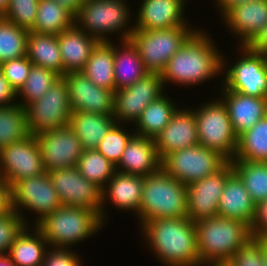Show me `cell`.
Segmentation results:
<instances>
[{"mask_svg": "<svg viewBox=\"0 0 267 266\" xmlns=\"http://www.w3.org/2000/svg\"><path fill=\"white\" fill-rule=\"evenodd\" d=\"M213 40L210 33L201 27L185 42L161 74L166 90L168 83L180 88H195L213 78L222 79L223 52Z\"/></svg>", "mask_w": 267, "mask_h": 266, "instance_id": "6da1fadb", "label": "cell"}, {"mask_svg": "<svg viewBox=\"0 0 267 266\" xmlns=\"http://www.w3.org/2000/svg\"><path fill=\"white\" fill-rule=\"evenodd\" d=\"M139 230L146 248L162 266H200L196 226L188 217L152 219Z\"/></svg>", "mask_w": 267, "mask_h": 266, "instance_id": "7a4b0ae2", "label": "cell"}, {"mask_svg": "<svg viewBox=\"0 0 267 266\" xmlns=\"http://www.w3.org/2000/svg\"><path fill=\"white\" fill-rule=\"evenodd\" d=\"M200 266H223L252 238L251 227L220 216L194 222Z\"/></svg>", "mask_w": 267, "mask_h": 266, "instance_id": "3957f363", "label": "cell"}, {"mask_svg": "<svg viewBox=\"0 0 267 266\" xmlns=\"http://www.w3.org/2000/svg\"><path fill=\"white\" fill-rule=\"evenodd\" d=\"M105 226L96 212L75 206H60L34 225L51 248L62 249L76 247Z\"/></svg>", "mask_w": 267, "mask_h": 266, "instance_id": "277c9868", "label": "cell"}, {"mask_svg": "<svg viewBox=\"0 0 267 266\" xmlns=\"http://www.w3.org/2000/svg\"><path fill=\"white\" fill-rule=\"evenodd\" d=\"M136 220L139 228L152 219L187 217V187L162 167L144 178Z\"/></svg>", "mask_w": 267, "mask_h": 266, "instance_id": "5b68a950", "label": "cell"}, {"mask_svg": "<svg viewBox=\"0 0 267 266\" xmlns=\"http://www.w3.org/2000/svg\"><path fill=\"white\" fill-rule=\"evenodd\" d=\"M130 7L127 0H92L80 6L75 24L98 42L115 41L109 38L113 34L119 35L117 40H130L135 18Z\"/></svg>", "mask_w": 267, "mask_h": 266, "instance_id": "8992f818", "label": "cell"}, {"mask_svg": "<svg viewBox=\"0 0 267 266\" xmlns=\"http://www.w3.org/2000/svg\"><path fill=\"white\" fill-rule=\"evenodd\" d=\"M198 28L190 25L157 30L134 29L130 40L137 47L146 71L161 75L170 58Z\"/></svg>", "mask_w": 267, "mask_h": 266, "instance_id": "52a82bcc", "label": "cell"}, {"mask_svg": "<svg viewBox=\"0 0 267 266\" xmlns=\"http://www.w3.org/2000/svg\"><path fill=\"white\" fill-rule=\"evenodd\" d=\"M199 145L218 152L228 162L235 157L238 136L234 133L223 101L213 98L195 108Z\"/></svg>", "mask_w": 267, "mask_h": 266, "instance_id": "ba28073f", "label": "cell"}, {"mask_svg": "<svg viewBox=\"0 0 267 266\" xmlns=\"http://www.w3.org/2000/svg\"><path fill=\"white\" fill-rule=\"evenodd\" d=\"M236 47L239 54L234 63L227 62L223 55L222 84L246 96L267 97L266 54L252 51L247 45Z\"/></svg>", "mask_w": 267, "mask_h": 266, "instance_id": "9c48e42d", "label": "cell"}, {"mask_svg": "<svg viewBox=\"0 0 267 266\" xmlns=\"http://www.w3.org/2000/svg\"><path fill=\"white\" fill-rule=\"evenodd\" d=\"M10 195L11 209L15 210L28 226L32 224L34 226L45 215L54 212L62 206L48 172H44L36 177L16 181L10 187ZM25 210L27 212L30 211V215H34L36 220L30 222L29 218H27L28 216L25 215Z\"/></svg>", "mask_w": 267, "mask_h": 266, "instance_id": "30bf717a", "label": "cell"}, {"mask_svg": "<svg viewBox=\"0 0 267 266\" xmlns=\"http://www.w3.org/2000/svg\"><path fill=\"white\" fill-rule=\"evenodd\" d=\"M30 134L68 126L71 115L68 86L59 78L42 97L25 107Z\"/></svg>", "mask_w": 267, "mask_h": 266, "instance_id": "8fae6325", "label": "cell"}, {"mask_svg": "<svg viewBox=\"0 0 267 266\" xmlns=\"http://www.w3.org/2000/svg\"><path fill=\"white\" fill-rule=\"evenodd\" d=\"M227 162L218 152L198 144L166 155L161 160V167L187 185L214 174Z\"/></svg>", "mask_w": 267, "mask_h": 266, "instance_id": "7c38bea8", "label": "cell"}, {"mask_svg": "<svg viewBox=\"0 0 267 266\" xmlns=\"http://www.w3.org/2000/svg\"><path fill=\"white\" fill-rule=\"evenodd\" d=\"M165 92L161 75L151 73L133 85L115 91L113 116L116 123L131 127L143 110Z\"/></svg>", "mask_w": 267, "mask_h": 266, "instance_id": "4fadbf2b", "label": "cell"}, {"mask_svg": "<svg viewBox=\"0 0 267 266\" xmlns=\"http://www.w3.org/2000/svg\"><path fill=\"white\" fill-rule=\"evenodd\" d=\"M45 172L39 143L30 134L19 142L0 149V177L10 187L18 180L39 176Z\"/></svg>", "mask_w": 267, "mask_h": 266, "instance_id": "5bb4252c", "label": "cell"}, {"mask_svg": "<svg viewBox=\"0 0 267 266\" xmlns=\"http://www.w3.org/2000/svg\"><path fill=\"white\" fill-rule=\"evenodd\" d=\"M62 206L91 209L101 218L102 188L83 177L77 167L48 172Z\"/></svg>", "mask_w": 267, "mask_h": 266, "instance_id": "9a60e30c", "label": "cell"}, {"mask_svg": "<svg viewBox=\"0 0 267 266\" xmlns=\"http://www.w3.org/2000/svg\"><path fill=\"white\" fill-rule=\"evenodd\" d=\"M231 162L203 179L187 184V217L193 222L218 216V204L227 178L233 173Z\"/></svg>", "mask_w": 267, "mask_h": 266, "instance_id": "2e32d148", "label": "cell"}, {"mask_svg": "<svg viewBox=\"0 0 267 266\" xmlns=\"http://www.w3.org/2000/svg\"><path fill=\"white\" fill-rule=\"evenodd\" d=\"M45 172L75 167L82 154V145L68 126L44 131L35 135Z\"/></svg>", "mask_w": 267, "mask_h": 266, "instance_id": "e0dca14e", "label": "cell"}, {"mask_svg": "<svg viewBox=\"0 0 267 266\" xmlns=\"http://www.w3.org/2000/svg\"><path fill=\"white\" fill-rule=\"evenodd\" d=\"M62 77L68 86L72 111L113 114L115 91L95 85L82 72H69Z\"/></svg>", "mask_w": 267, "mask_h": 266, "instance_id": "ac0fdd59", "label": "cell"}, {"mask_svg": "<svg viewBox=\"0 0 267 266\" xmlns=\"http://www.w3.org/2000/svg\"><path fill=\"white\" fill-rule=\"evenodd\" d=\"M144 176L125 174L116 171L102 189L101 221L106 225L109 203L121 212H130L135 216L143 196ZM107 220V221H106Z\"/></svg>", "mask_w": 267, "mask_h": 266, "instance_id": "d6986e66", "label": "cell"}, {"mask_svg": "<svg viewBox=\"0 0 267 266\" xmlns=\"http://www.w3.org/2000/svg\"><path fill=\"white\" fill-rule=\"evenodd\" d=\"M179 108L169 124L154 139L160 160L174 151L199 144L195 108Z\"/></svg>", "mask_w": 267, "mask_h": 266, "instance_id": "ffe728a7", "label": "cell"}, {"mask_svg": "<svg viewBox=\"0 0 267 266\" xmlns=\"http://www.w3.org/2000/svg\"><path fill=\"white\" fill-rule=\"evenodd\" d=\"M221 20L239 42L248 45L267 24V0H254L229 8Z\"/></svg>", "mask_w": 267, "mask_h": 266, "instance_id": "44dd1931", "label": "cell"}, {"mask_svg": "<svg viewBox=\"0 0 267 266\" xmlns=\"http://www.w3.org/2000/svg\"><path fill=\"white\" fill-rule=\"evenodd\" d=\"M218 82L220 96L217 97H220L227 107L232 128L237 136L252 128L267 115V97L246 96L227 89L222 80Z\"/></svg>", "mask_w": 267, "mask_h": 266, "instance_id": "7402d4cb", "label": "cell"}, {"mask_svg": "<svg viewBox=\"0 0 267 266\" xmlns=\"http://www.w3.org/2000/svg\"><path fill=\"white\" fill-rule=\"evenodd\" d=\"M134 29L157 30L189 26L186 8L178 0H141Z\"/></svg>", "mask_w": 267, "mask_h": 266, "instance_id": "603a6c76", "label": "cell"}, {"mask_svg": "<svg viewBox=\"0 0 267 266\" xmlns=\"http://www.w3.org/2000/svg\"><path fill=\"white\" fill-rule=\"evenodd\" d=\"M161 167L154 139L134 134L128 141L116 166V171L148 176Z\"/></svg>", "mask_w": 267, "mask_h": 266, "instance_id": "cb8c5ba5", "label": "cell"}, {"mask_svg": "<svg viewBox=\"0 0 267 266\" xmlns=\"http://www.w3.org/2000/svg\"><path fill=\"white\" fill-rule=\"evenodd\" d=\"M57 39L62 57L63 75L69 72H81L92 50L99 43L76 24L59 33Z\"/></svg>", "mask_w": 267, "mask_h": 266, "instance_id": "d4e9b609", "label": "cell"}, {"mask_svg": "<svg viewBox=\"0 0 267 266\" xmlns=\"http://www.w3.org/2000/svg\"><path fill=\"white\" fill-rule=\"evenodd\" d=\"M256 205L243 181L233 172L226 180L218 204V216L247 223L250 227L254 221Z\"/></svg>", "mask_w": 267, "mask_h": 266, "instance_id": "484cf974", "label": "cell"}, {"mask_svg": "<svg viewBox=\"0 0 267 266\" xmlns=\"http://www.w3.org/2000/svg\"><path fill=\"white\" fill-rule=\"evenodd\" d=\"M114 47V79L116 91L133 85L148 72L144 67L137 47L131 40L109 42Z\"/></svg>", "mask_w": 267, "mask_h": 266, "instance_id": "4316f807", "label": "cell"}, {"mask_svg": "<svg viewBox=\"0 0 267 266\" xmlns=\"http://www.w3.org/2000/svg\"><path fill=\"white\" fill-rule=\"evenodd\" d=\"M115 123L113 114L72 111L68 125L79 138L83 150H96Z\"/></svg>", "mask_w": 267, "mask_h": 266, "instance_id": "83f0119b", "label": "cell"}, {"mask_svg": "<svg viewBox=\"0 0 267 266\" xmlns=\"http://www.w3.org/2000/svg\"><path fill=\"white\" fill-rule=\"evenodd\" d=\"M49 248L42 234L34 226H27L15 238L7 255L16 266H42Z\"/></svg>", "mask_w": 267, "mask_h": 266, "instance_id": "f1b7e54d", "label": "cell"}, {"mask_svg": "<svg viewBox=\"0 0 267 266\" xmlns=\"http://www.w3.org/2000/svg\"><path fill=\"white\" fill-rule=\"evenodd\" d=\"M179 106L173 100V97L171 98L164 93L143 110L139 119L133 125L135 134L155 139L169 124V121Z\"/></svg>", "mask_w": 267, "mask_h": 266, "instance_id": "f546056e", "label": "cell"}, {"mask_svg": "<svg viewBox=\"0 0 267 266\" xmlns=\"http://www.w3.org/2000/svg\"><path fill=\"white\" fill-rule=\"evenodd\" d=\"M26 56L34 65L50 69L61 77L63 76V63L57 35L29 31Z\"/></svg>", "mask_w": 267, "mask_h": 266, "instance_id": "4dcf8cb0", "label": "cell"}, {"mask_svg": "<svg viewBox=\"0 0 267 266\" xmlns=\"http://www.w3.org/2000/svg\"><path fill=\"white\" fill-rule=\"evenodd\" d=\"M81 72L95 85L116 91L114 47L109 42H99L92 50L90 58Z\"/></svg>", "mask_w": 267, "mask_h": 266, "instance_id": "1f68e13d", "label": "cell"}, {"mask_svg": "<svg viewBox=\"0 0 267 266\" xmlns=\"http://www.w3.org/2000/svg\"><path fill=\"white\" fill-rule=\"evenodd\" d=\"M75 24V16L54 0H39L32 32L58 35Z\"/></svg>", "mask_w": 267, "mask_h": 266, "instance_id": "d6a6232c", "label": "cell"}, {"mask_svg": "<svg viewBox=\"0 0 267 266\" xmlns=\"http://www.w3.org/2000/svg\"><path fill=\"white\" fill-rule=\"evenodd\" d=\"M233 160L267 162V115L238 136Z\"/></svg>", "mask_w": 267, "mask_h": 266, "instance_id": "836d02e7", "label": "cell"}, {"mask_svg": "<svg viewBox=\"0 0 267 266\" xmlns=\"http://www.w3.org/2000/svg\"><path fill=\"white\" fill-rule=\"evenodd\" d=\"M231 165L256 206L267 200V162L232 160Z\"/></svg>", "mask_w": 267, "mask_h": 266, "instance_id": "e575fe53", "label": "cell"}, {"mask_svg": "<svg viewBox=\"0 0 267 266\" xmlns=\"http://www.w3.org/2000/svg\"><path fill=\"white\" fill-rule=\"evenodd\" d=\"M30 135L26 110L18 103L0 107V149Z\"/></svg>", "mask_w": 267, "mask_h": 266, "instance_id": "d590c367", "label": "cell"}, {"mask_svg": "<svg viewBox=\"0 0 267 266\" xmlns=\"http://www.w3.org/2000/svg\"><path fill=\"white\" fill-rule=\"evenodd\" d=\"M59 78L61 76L52 70L32 64L24 85L17 92V103L25 108L40 99Z\"/></svg>", "mask_w": 267, "mask_h": 266, "instance_id": "8d00e7d4", "label": "cell"}, {"mask_svg": "<svg viewBox=\"0 0 267 266\" xmlns=\"http://www.w3.org/2000/svg\"><path fill=\"white\" fill-rule=\"evenodd\" d=\"M76 167L83 177L102 189L116 172V166L97 150H83Z\"/></svg>", "mask_w": 267, "mask_h": 266, "instance_id": "74e56055", "label": "cell"}, {"mask_svg": "<svg viewBox=\"0 0 267 266\" xmlns=\"http://www.w3.org/2000/svg\"><path fill=\"white\" fill-rule=\"evenodd\" d=\"M29 31L0 16V64L27 55Z\"/></svg>", "mask_w": 267, "mask_h": 266, "instance_id": "f35d334b", "label": "cell"}, {"mask_svg": "<svg viewBox=\"0 0 267 266\" xmlns=\"http://www.w3.org/2000/svg\"><path fill=\"white\" fill-rule=\"evenodd\" d=\"M127 128L126 124L115 123L96 149L115 166L118 165L128 141L135 134L133 126L130 130Z\"/></svg>", "mask_w": 267, "mask_h": 266, "instance_id": "ab89813d", "label": "cell"}, {"mask_svg": "<svg viewBox=\"0 0 267 266\" xmlns=\"http://www.w3.org/2000/svg\"><path fill=\"white\" fill-rule=\"evenodd\" d=\"M39 0H10L4 19L31 31L35 24Z\"/></svg>", "mask_w": 267, "mask_h": 266, "instance_id": "60d3db41", "label": "cell"}, {"mask_svg": "<svg viewBox=\"0 0 267 266\" xmlns=\"http://www.w3.org/2000/svg\"><path fill=\"white\" fill-rule=\"evenodd\" d=\"M265 239L252 238L237 250L223 266H264Z\"/></svg>", "mask_w": 267, "mask_h": 266, "instance_id": "b9f144b4", "label": "cell"}, {"mask_svg": "<svg viewBox=\"0 0 267 266\" xmlns=\"http://www.w3.org/2000/svg\"><path fill=\"white\" fill-rule=\"evenodd\" d=\"M27 226L23 218L13 209L0 215V256L8 254L15 238Z\"/></svg>", "mask_w": 267, "mask_h": 266, "instance_id": "7bdbcfd3", "label": "cell"}, {"mask_svg": "<svg viewBox=\"0 0 267 266\" xmlns=\"http://www.w3.org/2000/svg\"><path fill=\"white\" fill-rule=\"evenodd\" d=\"M32 62L27 56L5 61L0 64L4 77L8 80L10 86L18 92L24 85L29 75Z\"/></svg>", "mask_w": 267, "mask_h": 266, "instance_id": "ee69618b", "label": "cell"}, {"mask_svg": "<svg viewBox=\"0 0 267 266\" xmlns=\"http://www.w3.org/2000/svg\"><path fill=\"white\" fill-rule=\"evenodd\" d=\"M77 253L76 250L72 249L50 247L47 250L42 266H84L83 263L85 261Z\"/></svg>", "mask_w": 267, "mask_h": 266, "instance_id": "f6af8a7d", "label": "cell"}, {"mask_svg": "<svg viewBox=\"0 0 267 266\" xmlns=\"http://www.w3.org/2000/svg\"><path fill=\"white\" fill-rule=\"evenodd\" d=\"M251 231L253 238L267 239V200H264L256 206Z\"/></svg>", "mask_w": 267, "mask_h": 266, "instance_id": "bcb514c9", "label": "cell"}, {"mask_svg": "<svg viewBox=\"0 0 267 266\" xmlns=\"http://www.w3.org/2000/svg\"><path fill=\"white\" fill-rule=\"evenodd\" d=\"M17 103V92L10 86L0 69V107Z\"/></svg>", "mask_w": 267, "mask_h": 266, "instance_id": "7dc6e473", "label": "cell"}, {"mask_svg": "<svg viewBox=\"0 0 267 266\" xmlns=\"http://www.w3.org/2000/svg\"><path fill=\"white\" fill-rule=\"evenodd\" d=\"M11 210L10 185L0 177V215Z\"/></svg>", "mask_w": 267, "mask_h": 266, "instance_id": "c3c4849f", "label": "cell"}, {"mask_svg": "<svg viewBox=\"0 0 267 266\" xmlns=\"http://www.w3.org/2000/svg\"><path fill=\"white\" fill-rule=\"evenodd\" d=\"M247 46L252 51L267 55V24Z\"/></svg>", "mask_w": 267, "mask_h": 266, "instance_id": "681fc988", "label": "cell"}, {"mask_svg": "<svg viewBox=\"0 0 267 266\" xmlns=\"http://www.w3.org/2000/svg\"><path fill=\"white\" fill-rule=\"evenodd\" d=\"M216 4V9L218 10L219 17L222 16L229 8L234 7L238 4H243L246 2L254 0H214Z\"/></svg>", "mask_w": 267, "mask_h": 266, "instance_id": "f907efd6", "label": "cell"}, {"mask_svg": "<svg viewBox=\"0 0 267 266\" xmlns=\"http://www.w3.org/2000/svg\"><path fill=\"white\" fill-rule=\"evenodd\" d=\"M58 2L61 6L69 10L74 16L77 15L80 9V4L77 0H54Z\"/></svg>", "mask_w": 267, "mask_h": 266, "instance_id": "816d5d0a", "label": "cell"}, {"mask_svg": "<svg viewBox=\"0 0 267 266\" xmlns=\"http://www.w3.org/2000/svg\"><path fill=\"white\" fill-rule=\"evenodd\" d=\"M0 266H16L8 255L0 256Z\"/></svg>", "mask_w": 267, "mask_h": 266, "instance_id": "f5cc1de1", "label": "cell"}, {"mask_svg": "<svg viewBox=\"0 0 267 266\" xmlns=\"http://www.w3.org/2000/svg\"><path fill=\"white\" fill-rule=\"evenodd\" d=\"M10 0H0V16H3L8 9Z\"/></svg>", "mask_w": 267, "mask_h": 266, "instance_id": "db71d44e", "label": "cell"}, {"mask_svg": "<svg viewBox=\"0 0 267 266\" xmlns=\"http://www.w3.org/2000/svg\"><path fill=\"white\" fill-rule=\"evenodd\" d=\"M264 266H267V239H265V258H264Z\"/></svg>", "mask_w": 267, "mask_h": 266, "instance_id": "11a10c76", "label": "cell"}, {"mask_svg": "<svg viewBox=\"0 0 267 266\" xmlns=\"http://www.w3.org/2000/svg\"><path fill=\"white\" fill-rule=\"evenodd\" d=\"M178 1L186 8V6L188 4L187 1H189V0H178Z\"/></svg>", "mask_w": 267, "mask_h": 266, "instance_id": "9f6ffc18", "label": "cell"}, {"mask_svg": "<svg viewBox=\"0 0 267 266\" xmlns=\"http://www.w3.org/2000/svg\"><path fill=\"white\" fill-rule=\"evenodd\" d=\"M77 1L80 5H82V4L88 3L89 1H92V0H77Z\"/></svg>", "mask_w": 267, "mask_h": 266, "instance_id": "6f0895ef", "label": "cell"}]
</instances>
